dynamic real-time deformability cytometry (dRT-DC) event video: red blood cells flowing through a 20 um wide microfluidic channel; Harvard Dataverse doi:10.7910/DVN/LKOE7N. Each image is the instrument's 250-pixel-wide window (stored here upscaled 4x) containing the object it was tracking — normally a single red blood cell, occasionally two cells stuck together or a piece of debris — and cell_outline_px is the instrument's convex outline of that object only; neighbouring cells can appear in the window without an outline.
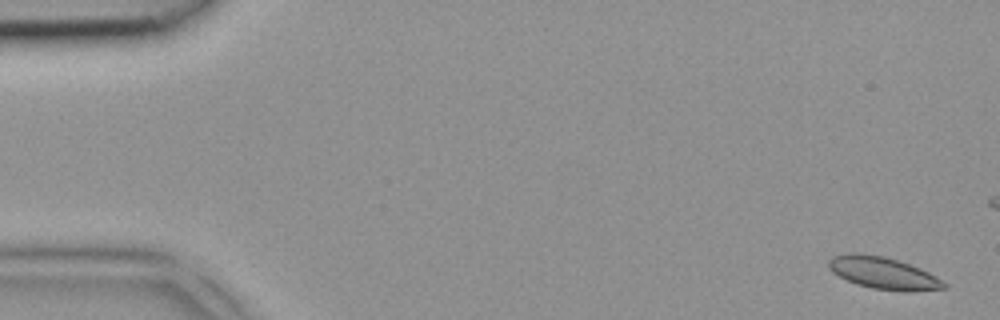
{"species": "common noctule bat (a hibernating species)", "species_latin": "Nyctalus noctula", "temperature_condition": "room temperature", "stored_images_in_passage": 4, "camera_frame_rate_fps": 3000, "um_per_image_px": 0.085, "animal": {"sex": "female", "body_mass_g": 18.4}, "frame": {"image": 1, "passage_image": 1, "time_ms": 0.0, "image_size_px": [1000, 320], "cell_outline_px": [[948, 288], [912, 292], [908, 292], [872, 288], [856, 284], [832, 272], [828, 268], [828, 260], [832, 256], [852, 252], [856, 252], [884, 256], [920, 268], [928, 272], [948, 284]], "centroid_in_image_um": [75.08, 23.21], "position_along_channel_um": 9.9, "area_um2": 21.62}}